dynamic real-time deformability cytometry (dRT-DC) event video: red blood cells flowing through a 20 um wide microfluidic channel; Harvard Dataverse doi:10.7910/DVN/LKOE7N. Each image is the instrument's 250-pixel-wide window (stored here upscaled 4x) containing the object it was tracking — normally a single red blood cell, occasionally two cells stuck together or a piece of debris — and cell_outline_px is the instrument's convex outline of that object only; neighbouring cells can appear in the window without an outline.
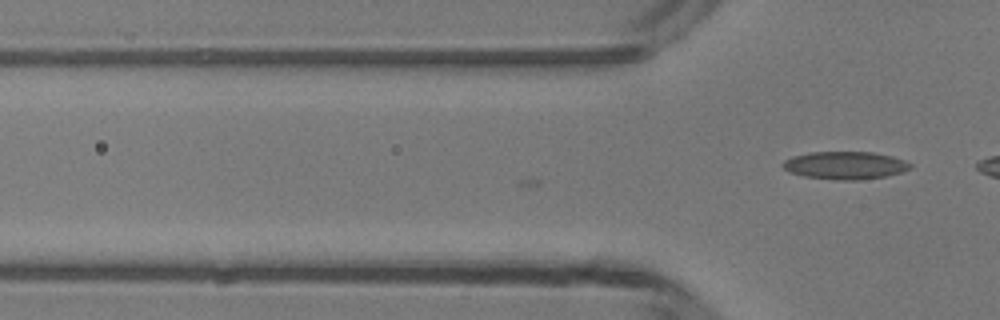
{"species": "common noctule bat (a hibernating species)", "species_latin": "Nyctalus noctula", "temperature_condition": "room temperature", "stored_images_in_passage": 4, "camera_frame_rate_fps": 3000, "um_per_image_px": 0.085, "animal": {"sex": "male", "body_mass_g": 13.3}, "frame": {"image": 1, "passage_image": 4, "time_ms": 1.0, "image_size_px": [1000, 320], "cell_outline_px": [[912, 168], [904, 172], [884, 176], [860, 180], [832, 180], [804, 176], [788, 172], [780, 164], [784, 160], [792, 156], [812, 152], [872, 152], [892, 156], [904, 160], [912, 164]], "centroid_in_image_um": [71.83, 14.06], "position_along_channel_um": 54.0, "area_um2": 20.81}}